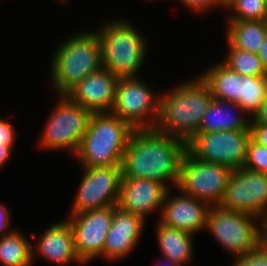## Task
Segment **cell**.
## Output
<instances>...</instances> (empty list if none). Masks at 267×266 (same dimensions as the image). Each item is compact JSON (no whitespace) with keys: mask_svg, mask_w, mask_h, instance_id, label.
Wrapping results in <instances>:
<instances>
[{"mask_svg":"<svg viewBox=\"0 0 267 266\" xmlns=\"http://www.w3.org/2000/svg\"><path fill=\"white\" fill-rule=\"evenodd\" d=\"M15 128L9 121L0 119V144L14 145L16 134Z\"/></svg>","mask_w":267,"mask_h":266,"instance_id":"cell-31","label":"cell"},{"mask_svg":"<svg viewBox=\"0 0 267 266\" xmlns=\"http://www.w3.org/2000/svg\"><path fill=\"white\" fill-rule=\"evenodd\" d=\"M235 259L233 266H267V250L260 245L256 250Z\"/></svg>","mask_w":267,"mask_h":266,"instance_id":"cell-28","label":"cell"},{"mask_svg":"<svg viewBox=\"0 0 267 266\" xmlns=\"http://www.w3.org/2000/svg\"><path fill=\"white\" fill-rule=\"evenodd\" d=\"M233 110L239 114L242 112V115L243 113L246 114L237 103L213 98L207 112L203 115L198 133L250 130L251 121L241 114L236 115V111Z\"/></svg>","mask_w":267,"mask_h":266,"instance_id":"cell-19","label":"cell"},{"mask_svg":"<svg viewBox=\"0 0 267 266\" xmlns=\"http://www.w3.org/2000/svg\"><path fill=\"white\" fill-rule=\"evenodd\" d=\"M257 56L260 58L263 68L267 73V36L261 44L259 51L257 52Z\"/></svg>","mask_w":267,"mask_h":266,"instance_id":"cell-34","label":"cell"},{"mask_svg":"<svg viewBox=\"0 0 267 266\" xmlns=\"http://www.w3.org/2000/svg\"><path fill=\"white\" fill-rule=\"evenodd\" d=\"M264 5H265L266 13H267V0H264Z\"/></svg>","mask_w":267,"mask_h":266,"instance_id":"cell-39","label":"cell"},{"mask_svg":"<svg viewBox=\"0 0 267 266\" xmlns=\"http://www.w3.org/2000/svg\"><path fill=\"white\" fill-rule=\"evenodd\" d=\"M181 3L185 4V6L189 7L195 13H201L205 10H209L210 7L216 8L224 7L223 0H179ZM209 8V9H208Z\"/></svg>","mask_w":267,"mask_h":266,"instance_id":"cell-29","label":"cell"},{"mask_svg":"<svg viewBox=\"0 0 267 266\" xmlns=\"http://www.w3.org/2000/svg\"><path fill=\"white\" fill-rule=\"evenodd\" d=\"M186 151L187 142L179 137L155 129L134 130L123 156L122 178L152 179L168 189L169 182L176 187Z\"/></svg>","mask_w":267,"mask_h":266,"instance_id":"cell-1","label":"cell"},{"mask_svg":"<svg viewBox=\"0 0 267 266\" xmlns=\"http://www.w3.org/2000/svg\"><path fill=\"white\" fill-rule=\"evenodd\" d=\"M92 114L61 95L42 132L40 145L52 150L69 149L75 155Z\"/></svg>","mask_w":267,"mask_h":266,"instance_id":"cell-9","label":"cell"},{"mask_svg":"<svg viewBox=\"0 0 267 266\" xmlns=\"http://www.w3.org/2000/svg\"><path fill=\"white\" fill-rule=\"evenodd\" d=\"M250 139V130L197 133L187 142V151L201 161L234 171L243 168Z\"/></svg>","mask_w":267,"mask_h":266,"instance_id":"cell-10","label":"cell"},{"mask_svg":"<svg viewBox=\"0 0 267 266\" xmlns=\"http://www.w3.org/2000/svg\"><path fill=\"white\" fill-rule=\"evenodd\" d=\"M164 261L166 262V263H164L166 266H167V265H168V266H181V265L177 264L176 262L171 261V260H169V259H167V258H165ZM161 265H163V264H161Z\"/></svg>","mask_w":267,"mask_h":266,"instance_id":"cell-37","label":"cell"},{"mask_svg":"<svg viewBox=\"0 0 267 266\" xmlns=\"http://www.w3.org/2000/svg\"><path fill=\"white\" fill-rule=\"evenodd\" d=\"M243 168L267 174V147L259 145L250 139Z\"/></svg>","mask_w":267,"mask_h":266,"instance_id":"cell-27","label":"cell"},{"mask_svg":"<svg viewBox=\"0 0 267 266\" xmlns=\"http://www.w3.org/2000/svg\"><path fill=\"white\" fill-rule=\"evenodd\" d=\"M156 235L163 258L183 266L193 259V234L168 227L158 221Z\"/></svg>","mask_w":267,"mask_h":266,"instance_id":"cell-20","label":"cell"},{"mask_svg":"<svg viewBox=\"0 0 267 266\" xmlns=\"http://www.w3.org/2000/svg\"><path fill=\"white\" fill-rule=\"evenodd\" d=\"M227 42L236 49L257 54L267 36L262 21L228 20Z\"/></svg>","mask_w":267,"mask_h":266,"instance_id":"cell-22","label":"cell"},{"mask_svg":"<svg viewBox=\"0 0 267 266\" xmlns=\"http://www.w3.org/2000/svg\"><path fill=\"white\" fill-rule=\"evenodd\" d=\"M14 145H2L0 144V168L3 167V165L6 164V162L11 157V154L13 153V147Z\"/></svg>","mask_w":267,"mask_h":266,"instance_id":"cell-33","label":"cell"},{"mask_svg":"<svg viewBox=\"0 0 267 266\" xmlns=\"http://www.w3.org/2000/svg\"><path fill=\"white\" fill-rule=\"evenodd\" d=\"M169 191L168 189L164 198L159 222L193 235L204 229L210 207L182 192L180 196H171Z\"/></svg>","mask_w":267,"mask_h":266,"instance_id":"cell-15","label":"cell"},{"mask_svg":"<svg viewBox=\"0 0 267 266\" xmlns=\"http://www.w3.org/2000/svg\"><path fill=\"white\" fill-rule=\"evenodd\" d=\"M18 229L0 236V262L3 266H31L32 245Z\"/></svg>","mask_w":267,"mask_h":266,"instance_id":"cell-23","label":"cell"},{"mask_svg":"<svg viewBox=\"0 0 267 266\" xmlns=\"http://www.w3.org/2000/svg\"><path fill=\"white\" fill-rule=\"evenodd\" d=\"M118 80L117 76L102 67L82 79L66 96L92 113H110Z\"/></svg>","mask_w":267,"mask_h":266,"instance_id":"cell-14","label":"cell"},{"mask_svg":"<svg viewBox=\"0 0 267 266\" xmlns=\"http://www.w3.org/2000/svg\"><path fill=\"white\" fill-rule=\"evenodd\" d=\"M11 214L12 213L4 204H0V236L7 235L12 231L10 228Z\"/></svg>","mask_w":267,"mask_h":266,"instance_id":"cell-32","label":"cell"},{"mask_svg":"<svg viewBox=\"0 0 267 266\" xmlns=\"http://www.w3.org/2000/svg\"><path fill=\"white\" fill-rule=\"evenodd\" d=\"M51 78L58 95H66L86 76L102 68L97 32L82 31L59 45L51 60Z\"/></svg>","mask_w":267,"mask_h":266,"instance_id":"cell-4","label":"cell"},{"mask_svg":"<svg viewBox=\"0 0 267 266\" xmlns=\"http://www.w3.org/2000/svg\"><path fill=\"white\" fill-rule=\"evenodd\" d=\"M150 89L138 76L119 78L110 113L127 122L134 130L154 129L159 117L160 96Z\"/></svg>","mask_w":267,"mask_h":266,"instance_id":"cell-8","label":"cell"},{"mask_svg":"<svg viewBox=\"0 0 267 266\" xmlns=\"http://www.w3.org/2000/svg\"><path fill=\"white\" fill-rule=\"evenodd\" d=\"M262 23H263V26H264V29L266 30L267 32V13L264 15V17L262 18Z\"/></svg>","mask_w":267,"mask_h":266,"instance_id":"cell-38","label":"cell"},{"mask_svg":"<svg viewBox=\"0 0 267 266\" xmlns=\"http://www.w3.org/2000/svg\"><path fill=\"white\" fill-rule=\"evenodd\" d=\"M133 131L111 113H93L75 156L82 167L121 165Z\"/></svg>","mask_w":267,"mask_h":266,"instance_id":"cell-3","label":"cell"},{"mask_svg":"<svg viewBox=\"0 0 267 266\" xmlns=\"http://www.w3.org/2000/svg\"><path fill=\"white\" fill-rule=\"evenodd\" d=\"M261 223V245L267 250V215L262 218Z\"/></svg>","mask_w":267,"mask_h":266,"instance_id":"cell-36","label":"cell"},{"mask_svg":"<svg viewBox=\"0 0 267 266\" xmlns=\"http://www.w3.org/2000/svg\"><path fill=\"white\" fill-rule=\"evenodd\" d=\"M257 219L260 222L261 219L255 216L227 210L218 205L210 207L206 228L236 258L261 245V224L256 223Z\"/></svg>","mask_w":267,"mask_h":266,"instance_id":"cell-6","label":"cell"},{"mask_svg":"<svg viewBox=\"0 0 267 266\" xmlns=\"http://www.w3.org/2000/svg\"><path fill=\"white\" fill-rule=\"evenodd\" d=\"M250 121L251 139L259 145L267 147V126L258 123L254 118Z\"/></svg>","mask_w":267,"mask_h":266,"instance_id":"cell-30","label":"cell"},{"mask_svg":"<svg viewBox=\"0 0 267 266\" xmlns=\"http://www.w3.org/2000/svg\"><path fill=\"white\" fill-rule=\"evenodd\" d=\"M232 169L216 163H207L184 154L176 188L186 195L206 203L209 207L218 206L226 192Z\"/></svg>","mask_w":267,"mask_h":266,"instance_id":"cell-7","label":"cell"},{"mask_svg":"<svg viewBox=\"0 0 267 266\" xmlns=\"http://www.w3.org/2000/svg\"><path fill=\"white\" fill-rule=\"evenodd\" d=\"M254 119L265 126H267V95L261 106L259 113L254 117Z\"/></svg>","mask_w":267,"mask_h":266,"instance_id":"cell-35","label":"cell"},{"mask_svg":"<svg viewBox=\"0 0 267 266\" xmlns=\"http://www.w3.org/2000/svg\"><path fill=\"white\" fill-rule=\"evenodd\" d=\"M134 27L127 20L116 19L96 30L102 67L118 78L137 77L146 57V39Z\"/></svg>","mask_w":267,"mask_h":266,"instance_id":"cell-5","label":"cell"},{"mask_svg":"<svg viewBox=\"0 0 267 266\" xmlns=\"http://www.w3.org/2000/svg\"><path fill=\"white\" fill-rule=\"evenodd\" d=\"M36 243L37 246L32 248L33 262L34 255L39 254L60 266L74 262L84 265L76 253L73 233L67 220L51 225Z\"/></svg>","mask_w":267,"mask_h":266,"instance_id":"cell-18","label":"cell"},{"mask_svg":"<svg viewBox=\"0 0 267 266\" xmlns=\"http://www.w3.org/2000/svg\"><path fill=\"white\" fill-rule=\"evenodd\" d=\"M227 45L229 50L223 63L230 69L242 76H267L257 54L233 48L229 43Z\"/></svg>","mask_w":267,"mask_h":266,"instance_id":"cell-25","label":"cell"},{"mask_svg":"<svg viewBox=\"0 0 267 266\" xmlns=\"http://www.w3.org/2000/svg\"><path fill=\"white\" fill-rule=\"evenodd\" d=\"M224 8L234 11L228 20L261 21L266 14L264 0H225Z\"/></svg>","mask_w":267,"mask_h":266,"instance_id":"cell-26","label":"cell"},{"mask_svg":"<svg viewBox=\"0 0 267 266\" xmlns=\"http://www.w3.org/2000/svg\"><path fill=\"white\" fill-rule=\"evenodd\" d=\"M267 95V76H242L240 101L237 103L248 115L254 118L260 111Z\"/></svg>","mask_w":267,"mask_h":266,"instance_id":"cell-24","label":"cell"},{"mask_svg":"<svg viewBox=\"0 0 267 266\" xmlns=\"http://www.w3.org/2000/svg\"><path fill=\"white\" fill-rule=\"evenodd\" d=\"M212 99L211 89L200 75L184 81L173 91L160 95L159 117L154 129L188 142L198 133Z\"/></svg>","mask_w":267,"mask_h":266,"instance_id":"cell-2","label":"cell"},{"mask_svg":"<svg viewBox=\"0 0 267 266\" xmlns=\"http://www.w3.org/2000/svg\"><path fill=\"white\" fill-rule=\"evenodd\" d=\"M114 216V206L70 215L76 253L85 264L102 256L103 246Z\"/></svg>","mask_w":267,"mask_h":266,"instance_id":"cell-13","label":"cell"},{"mask_svg":"<svg viewBox=\"0 0 267 266\" xmlns=\"http://www.w3.org/2000/svg\"><path fill=\"white\" fill-rule=\"evenodd\" d=\"M201 78L208 84L214 99L238 103L242 75L230 69L223 62L209 67Z\"/></svg>","mask_w":267,"mask_h":266,"instance_id":"cell-21","label":"cell"},{"mask_svg":"<svg viewBox=\"0 0 267 266\" xmlns=\"http://www.w3.org/2000/svg\"><path fill=\"white\" fill-rule=\"evenodd\" d=\"M145 219L114 206V216L103 246L102 257L121 260L135 248L144 229Z\"/></svg>","mask_w":267,"mask_h":266,"instance_id":"cell-17","label":"cell"},{"mask_svg":"<svg viewBox=\"0 0 267 266\" xmlns=\"http://www.w3.org/2000/svg\"><path fill=\"white\" fill-rule=\"evenodd\" d=\"M84 169L80 186L75 196L71 214L118 206L121 165L82 167Z\"/></svg>","mask_w":267,"mask_h":266,"instance_id":"cell-11","label":"cell"},{"mask_svg":"<svg viewBox=\"0 0 267 266\" xmlns=\"http://www.w3.org/2000/svg\"><path fill=\"white\" fill-rule=\"evenodd\" d=\"M168 188L152 179L121 178L118 207L144 219L161 209Z\"/></svg>","mask_w":267,"mask_h":266,"instance_id":"cell-16","label":"cell"},{"mask_svg":"<svg viewBox=\"0 0 267 266\" xmlns=\"http://www.w3.org/2000/svg\"><path fill=\"white\" fill-rule=\"evenodd\" d=\"M219 205L262 220L267 215V174L245 168L232 171Z\"/></svg>","mask_w":267,"mask_h":266,"instance_id":"cell-12","label":"cell"}]
</instances>
